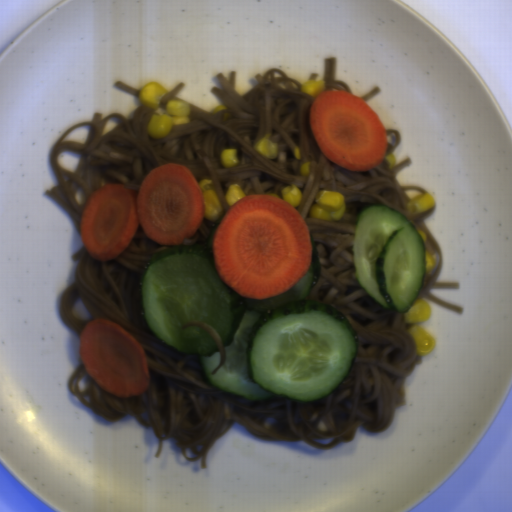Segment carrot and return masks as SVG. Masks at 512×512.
Here are the masks:
<instances>
[{
	"mask_svg": "<svg viewBox=\"0 0 512 512\" xmlns=\"http://www.w3.org/2000/svg\"><path fill=\"white\" fill-rule=\"evenodd\" d=\"M309 124L323 155L344 170H371L386 156V128L361 97L339 89L320 92L310 105Z\"/></svg>",
	"mask_w": 512,
	"mask_h": 512,
	"instance_id": "obj_3",
	"label": "carrot"
},
{
	"mask_svg": "<svg viewBox=\"0 0 512 512\" xmlns=\"http://www.w3.org/2000/svg\"><path fill=\"white\" fill-rule=\"evenodd\" d=\"M78 349L87 375L102 391L125 398L149 390L140 341L114 322L100 317L89 320L79 335Z\"/></svg>",
	"mask_w": 512,
	"mask_h": 512,
	"instance_id": "obj_4",
	"label": "carrot"
},
{
	"mask_svg": "<svg viewBox=\"0 0 512 512\" xmlns=\"http://www.w3.org/2000/svg\"><path fill=\"white\" fill-rule=\"evenodd\" d=\"M205 217L202 191L184 165L156 166L137 193L120 183L104 185L88 198L80 221L81 242L92 259L106 263L125 251L139 226L164 246L191 239Z\"/></svg>",
	"mask_w": 512,
	"mask_h": 512,
	"instance_id": "obj_2",
	"label": "carrot"
},
{
	"mask_svg": "<svg viewBox=\"0 0 512 512\" xmlns=\"http://www.w3.org/2000/svg\"><path fill=\"white\" fill-rule=\"evenodd\" d=\"M212 257L226 285L258 300L299 282L313 262V244L295 207L278 196L245 195L222 217Z\"/></svg>",
	"mask_w": 512,
	"mask_h": 512,
	"instance_id": "obj_1",
	"label": "carrot"
}]
</instances>
